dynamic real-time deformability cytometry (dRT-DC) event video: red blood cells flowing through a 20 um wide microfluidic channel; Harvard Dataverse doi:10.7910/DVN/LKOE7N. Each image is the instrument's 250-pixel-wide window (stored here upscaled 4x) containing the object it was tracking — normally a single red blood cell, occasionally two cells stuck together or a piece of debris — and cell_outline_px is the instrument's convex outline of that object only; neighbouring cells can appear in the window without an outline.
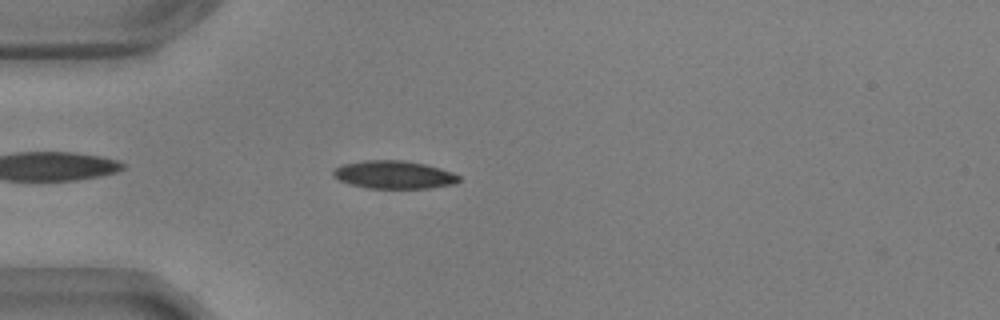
{"species": "common noctule bat (a hibernating species)", "species_latin": "Nyctalus noctula", "temperature_condition": "warm", "stored_images_in_passage": 43, "camera_frame_rate_fps": 3000, "um_per_image_px": 0.085, "animal": {"sex": "male", "body_mass_g": 17.9, "forearm_length_mm": 54.2}, "frame": {"image": 1, "passage_image": 3, "time_ms": 0.667, "image_size_px": [1000, 320], "cell_outline_px": [[460, 180], [456, 184], [432, 188], [368, 188], [352, 184], [340, 180], [332, 176], [332, 172], [336, 168], [344, 164], [364, 160], [400, 160], [424, 164], [440, 168], [452, 172], [460, 176]], "centroid_in_image_um": [33.52, 14.85], "position_along_channel_um": 51.5, "area_um2": 20.4}}
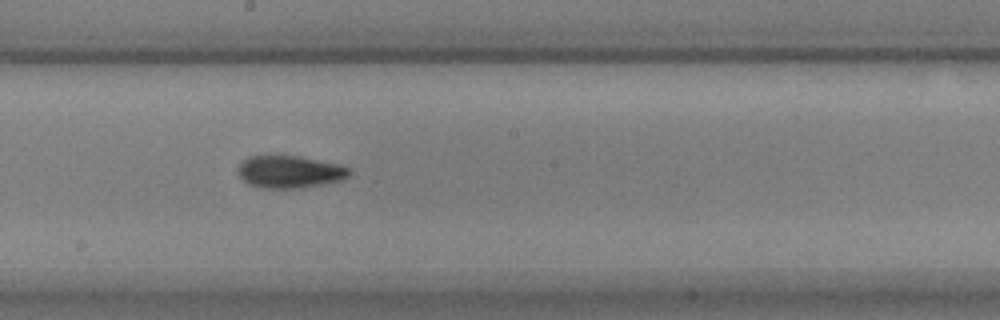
{"frame": {"image": 2, "passage_image": 18, "time_ms": 5.667, "image_size_px": [1000, 320], "cell_outline_px": [[352, 172], [348, 176], [340, 180], [324, 184], [300, 188], [260, 188], [248, 184], [236, 172], [236, 168], [248, 156], [280, 152], [340, 164], [352, 168]], "centroid_in_image_um": [24.6, 14.55], "position_along_channel_um": 223.6, "area_um2": 21.96}}
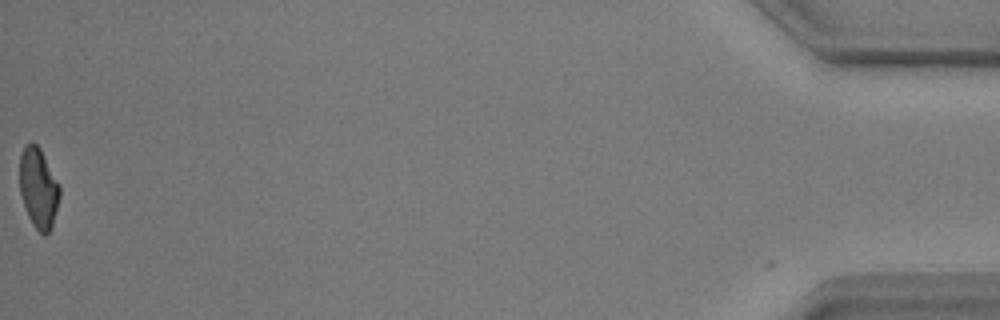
{"frame": {"image": 3, "passage_image": 43, "time_ms": 14.0, "image_size_px": [1000, 320], "cell_outline_px": [[60, 196], [52, 224], [48, 232], [44, 236], [32, 224], [28, 216], [20, 192], [20, 156], [24, 144], [32, 140], [40, 148], [60, 184]], "centroid_in_image_um": [3.27, 15.93], "position_along_channel_um": 431.9, "area_um2": 18.73}, "authors_computed_cell_mechanics": {"area_um2": 20.1144, "velocity_mm_per_s": 3.6461, "shape_relaxation_time_tau1_ms": 5.9565, "shape_relaxation_time_tau2_ms": 3.5272, "deformation_change_tau1": 0.179, "deformation_change_tau2": 0.0889}}